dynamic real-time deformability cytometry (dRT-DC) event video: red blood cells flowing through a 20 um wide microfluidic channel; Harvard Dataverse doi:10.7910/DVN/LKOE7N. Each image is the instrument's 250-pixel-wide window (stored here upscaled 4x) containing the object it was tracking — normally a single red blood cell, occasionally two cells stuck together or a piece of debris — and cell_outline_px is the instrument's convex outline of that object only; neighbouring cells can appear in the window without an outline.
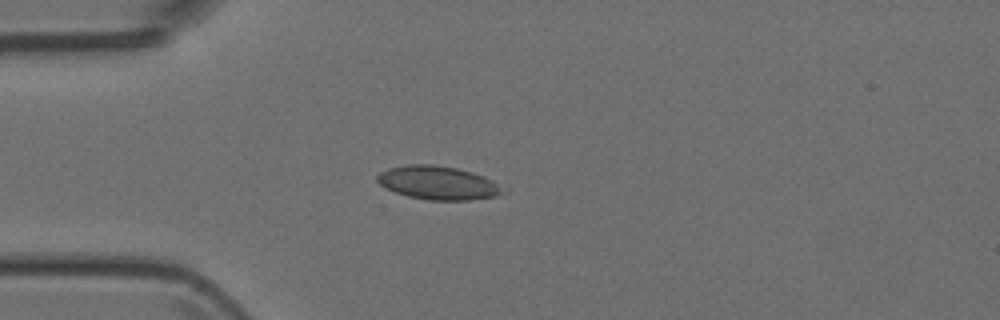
{"species": "Egyptian fruit bat (a non-hibernating species)", "species_latin": "Rousettus aegyptiacus", "temperature_condition": "room temperature", "stored_images_in_passage": 5, "camera_frame_rate_fps": 3000, "um_per_image_px": 0.085, "animal": {"sex": "female"}, "frame": {"image": 1, "passage_image": 4, "time_ms": 4.333, "image_size_px": [1000, 320], "cell_outline_px": [[500, 192], [492, 196], [468, 200], [428, 200], [408, 196], [396, 192], [380, 184], [376, 180], [376, 176], [380, 172], [388, 168], [408, 164], [432, 164], [456, 168], [472, 172], [484, 176], [492, 180], [500, 188]], "centroid_in_image_um": [37.14, 15.52], "position_along_channel_um": 47.9, "area_um2": 24.04}}